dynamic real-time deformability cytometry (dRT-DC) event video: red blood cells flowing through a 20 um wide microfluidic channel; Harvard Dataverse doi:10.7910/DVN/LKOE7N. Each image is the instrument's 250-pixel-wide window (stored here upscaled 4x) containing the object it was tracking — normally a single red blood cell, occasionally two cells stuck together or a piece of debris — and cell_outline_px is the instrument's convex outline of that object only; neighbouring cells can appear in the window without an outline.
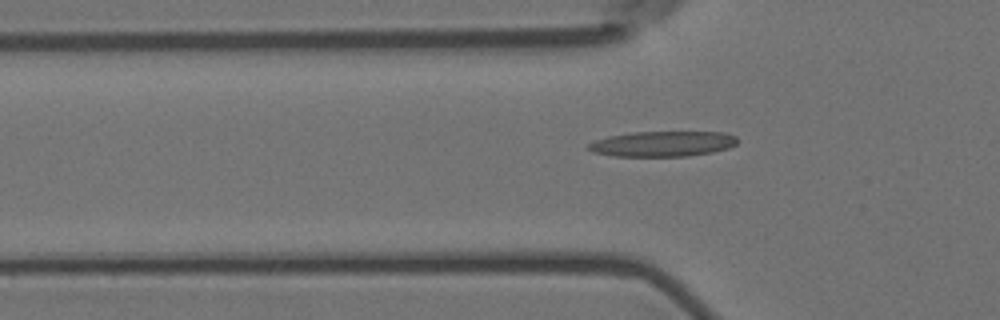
{"species": "Egyptian fruit bat (a non-hibernating species)", "species_latin": "Rousettus aegyptiacus", "temperature_condition": "room temperature", "stored_images_in_passage": 42, "camera_frame_rate_fps": 3000, "um_per_image_px": 0.085, "animal": {"sex": "female"}, "frame": {"image": 1, "passage_image": 4, "time_ms": 1.0, "image_size_px": [1000, 320], "cell_outline_px": [[736, 144], [728, 148], [712, 152], [688, 156], [612, 156], [592, 152], [584, 148], [588, 144], [596, 140], [608, 136], [632, 132], [724, 132], [736, 136]], "centroid_in_image_um": [56.28, 12.23], "position_along_channel_um": 69.5, "area_um2": 22.08}}
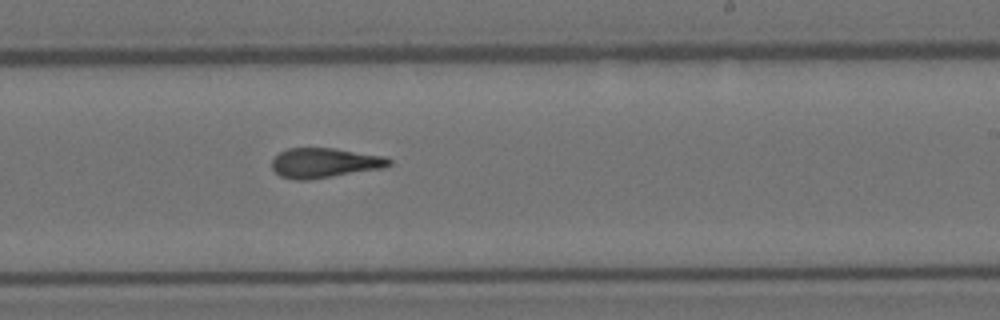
{"frame": {"image": 2, "passage_image": 20, "time_ms": 6.333, "image_size_px": [1000, 320], "cell_outline_px": [[392, 164], [384, 168], [308, 180], [292, 180], [280, 176], [272, 168], [272, 160], [280, 152], [288, 148], [332, 148], [384, 156], [392, 160]], "centroid_in_image_um": [27.59, 13.85], "position_along_channel_um": 261.4, "area_um2": 20.35}}
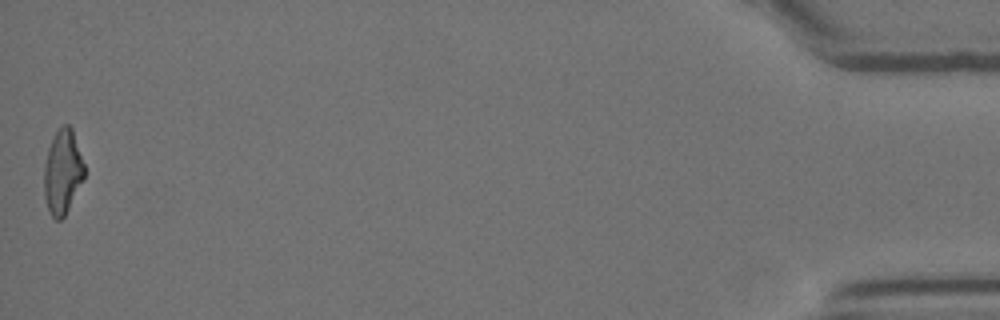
{"frame": {"image": 3, "passage_image": 42, "time_ms": 13.667, "image_size_px": [1000, 320], "cell_outline_px": [[84, 176], [64, 216], [60, 220], [56, 220], [52, 216], [48, 208], [44, 196], [44, 164], [48, 148], [56, 132], [64, 124], [68, 124], [72, 128], [84, 164]], "centroid_in_image_um": [5.3, 14.59], "position_along_channel_um": 429.9, "area_um2": 19.36}, "authors_computed_cell_mechanics": {"area_um2": 20.4034, "velocity_mm_per_s": 3.5901, "shape_relaxation_time_tau1_ms": 8.8812, "shape_relaxation_time_tau2_ms": 3.4358, "deformation_change_tau1": 0.2526, "deformation_change_tau2": 0.125}}